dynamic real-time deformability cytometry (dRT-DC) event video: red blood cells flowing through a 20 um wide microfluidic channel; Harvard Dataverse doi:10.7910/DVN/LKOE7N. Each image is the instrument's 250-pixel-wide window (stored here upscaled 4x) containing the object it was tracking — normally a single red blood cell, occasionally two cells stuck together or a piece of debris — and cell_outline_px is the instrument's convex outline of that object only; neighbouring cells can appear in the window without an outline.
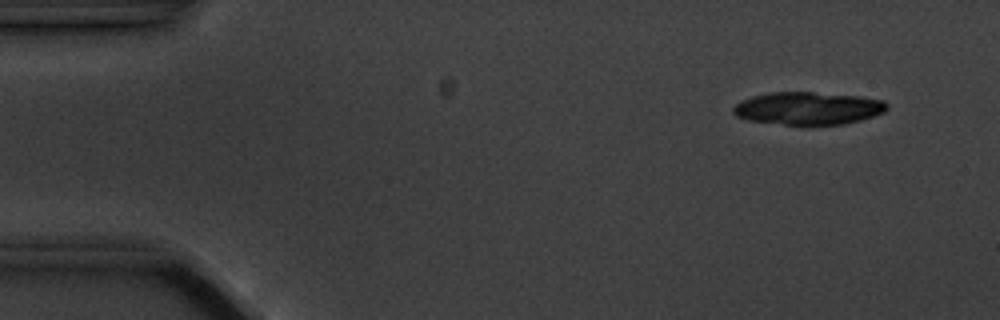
{"species": "common noctule bat (a hibernating species)", "species_latin": "Nyctalus noctula", "temperature_condition": "cold", "stored_images_in_passage": 4, "camera_frame_rate_fps": 3000, "um_per_image_px": 0.085, "animal": {"sex": "male", "body_mass_g": 20.1, "forearm_length_mm": 53.5}, "frame": {"image": 1, "passage_image": 1, "time_ms": 0.0, "image_size_px": [1000, 320], "cell_outline_px": [[888, 108], [884, 112], [860, 120], [844, 124], [808, 128], [748, 120], [736, 116], [732, 112], [732, 108], [740, 100], [752, 96], [768, 92], [812, 92], [860, 96], [884, 100], [888, 104]], "centroid_in_image_um": [68.67, 9.24], "position_along_channel_um": 16.3, "area_um2": 30.29}}